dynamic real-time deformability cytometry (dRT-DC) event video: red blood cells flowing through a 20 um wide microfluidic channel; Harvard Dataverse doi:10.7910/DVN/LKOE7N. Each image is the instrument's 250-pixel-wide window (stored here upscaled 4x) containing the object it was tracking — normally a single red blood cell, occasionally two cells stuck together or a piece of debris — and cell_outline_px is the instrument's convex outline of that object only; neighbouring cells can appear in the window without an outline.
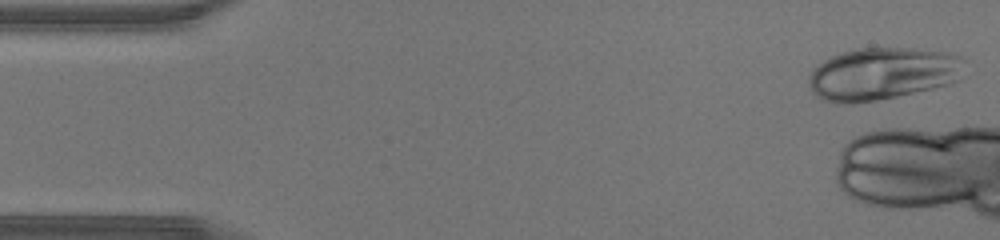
{"species": "human", "species_latin": "Homo sapiens", "temperature_condition": "warm", "stored_images_in_passage": 6, "camera_frame_rate_fps": 3000, "um_per_image_px": 0.085, "donor": {"sex": "male"}, "frame": {"image": 1, "passage_image": 1, "time_ms": 0.0, "image_size_px": [1000, 240], "cell_outline_px": [[964, 60], [960, 80], [952, 84], [896, 96], [876, 100], [852, 104], [836, 104], [824, 100], [816, 96], [812, 92], [808, 84], [808, 76], [812, 68], [824, 60], [832, 56], [856, 48], [912, 48], [948, 52], [964, 56]], "centroid_in_image_um": [75.01, 6.27], "position_along_channel_um": 10.0, "area_um2": 48.15}}